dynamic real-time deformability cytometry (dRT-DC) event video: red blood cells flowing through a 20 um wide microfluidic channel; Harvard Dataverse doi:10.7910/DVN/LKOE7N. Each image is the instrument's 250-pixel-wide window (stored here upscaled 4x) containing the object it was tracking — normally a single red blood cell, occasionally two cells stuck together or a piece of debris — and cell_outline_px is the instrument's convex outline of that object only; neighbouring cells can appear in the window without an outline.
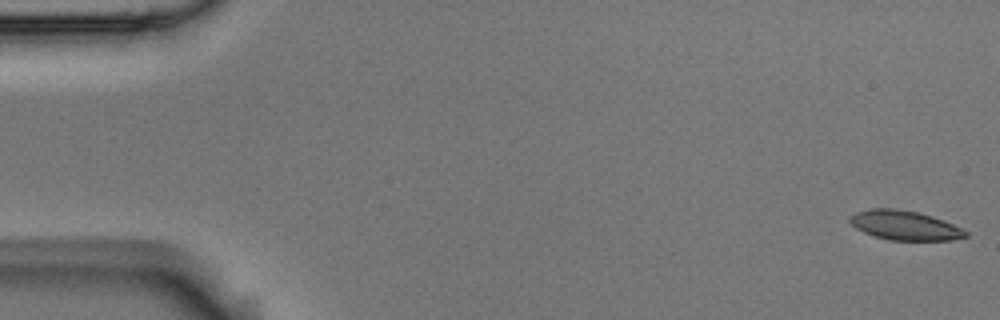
{"species": "Egyptian fruit bat (a non-hibernating species)", "species_latin": "Rousettus aegyptiacus", "temperature_condition": "room temperature", "stored_images_in_passage": 55, "camera_frame_rate_fps": 3000, "um_per_image_px": 0.085, "animal": {"sex": "male"}, "frame": {"image": 1, "passage_image": 1, "time_ms": 0.0, "image_size_px": [1000, 320], "cell_outline_px": [[968, 236], [952, 240], [888, 240], [872, 236], [856, 228], [848, 220], [848, 216], [856, 212], [872, 208], [892, 208], [916, 212], [932, 216], [944, 220], [968, 232]], "centroid_in_image_um": [76.87, 19.16], "position_along_channel_um": 8.1, "area_um2": 19.83}}
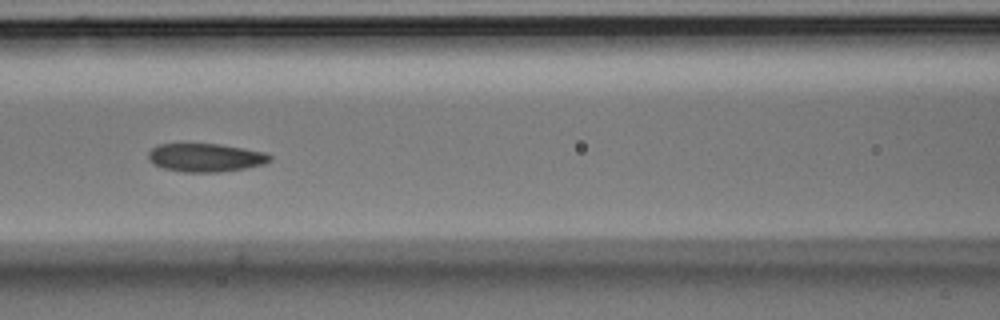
{"frame": {"image": 2, "passage_image": 24, "time_ms": 7.667, "image_size_px": [1000, 320], "cell_outline_px": [[272, 160], [264, 164], [244, 168], [216, 172], [184, 172], [164, 168], [152, 164], [148, 160], [148, 152], [152, 148], [160, 144], [220, 144], [244, 148], [264, 152], [272, 156]], "centroid_in_image_um": [17.46, 13.39], "position_along_channel_um": 149.1, "area_um2": 20.06}}
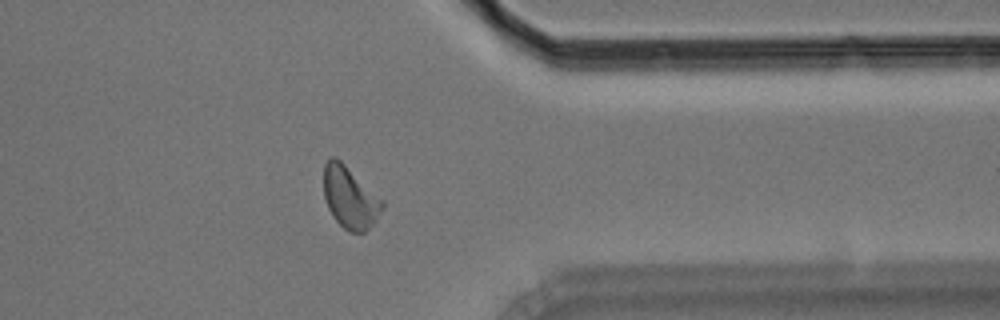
{"frame": {"image": 3, "passage_image": 44, "time_ms": 14.333, "image_size_px": [1000, 320], "cell_outline_px": [[384, 208], [376, 220], [364, 232], [348, 232], [332, 216], [328, 208], [324, 196], [324, 164], [332, 156], [336, 156], [384, 200]], "centroid_in_image_um": [29.75, 16.78], "position_along_channel_um": 381.6, "area_um2": 21.15}, "authors_computed_cell_mechanics": {"area_um2": 20.4612, "velocity_mm_per_s": 3.6306, "shape_relaxation_time_tau1_ms": 9.4042, "shape_relaxation_time_tau2_ms": 3.2802, "deformation_change_tau1": 0.1792, "deformation_change_tau2": 0.0966}}